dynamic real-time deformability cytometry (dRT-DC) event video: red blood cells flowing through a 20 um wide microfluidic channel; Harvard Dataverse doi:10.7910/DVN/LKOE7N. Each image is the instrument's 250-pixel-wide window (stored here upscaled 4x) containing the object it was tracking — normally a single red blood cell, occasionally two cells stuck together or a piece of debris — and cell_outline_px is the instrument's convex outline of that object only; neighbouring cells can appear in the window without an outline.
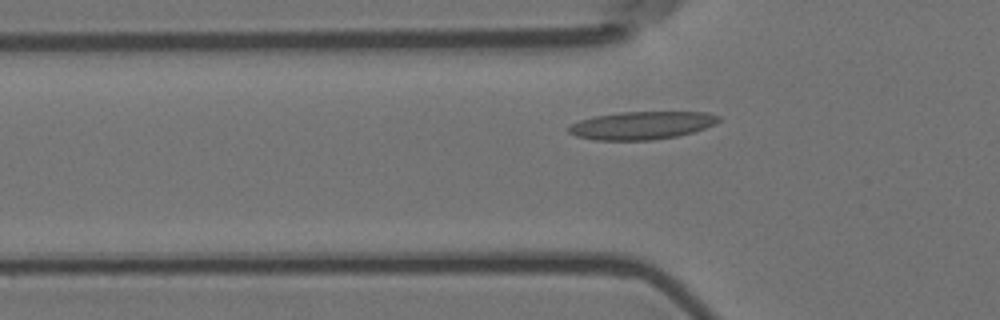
{"species": "Egyptian fruit bat (a non-hibernating species)", "species_latin": "Rousettus aegyptiacus", "temperature_condition": "room temperature", "stored_images_in_passage": 42, "camera_frame_rate_fps": 3000, "um_per_image_px": 0.085, "animal": {"sex": "female"}, "frame": {"image": 1, "passage_image": 10, "time_ms": 3.0, "image_size_px": [1000, 320], "cell_outline_px": [[720, 120], [704, 128], [692, 132], [676, 136], [652, 140], [596, 140], [576, 136], [568, 132], [568, 128], [572, 124], [580, 120], [596, 116], [620, 112], [708, 112], [720, 116]], "centroid_in_image_um": [54.54, 10.65], "position_along_channel_um": 71.3, "area_um2": 24.16}}
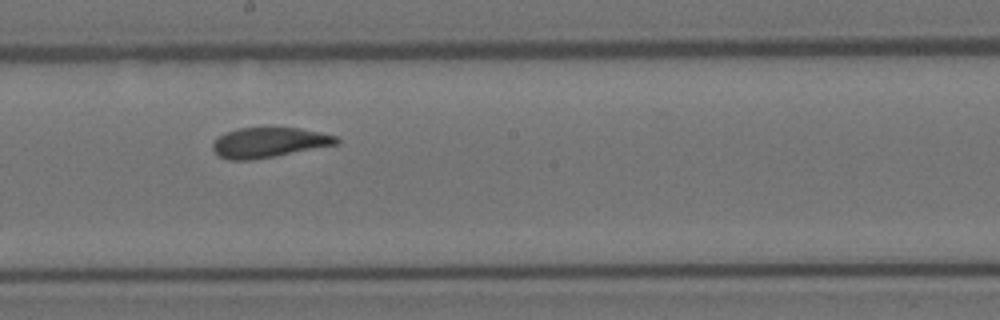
{"frame": {"image": 2, "passage_image": 23, "time_ms": 7.333, "image_size_px": [1000, 320], "cell_outline_px": [[340, 144], [252, 160], [228, 160], [216, 156], [212, 148], [212, 144], [220, 136], [228, 132], [240, 128], [300, 128], [336, 136], [340, 140]], "centroid_in_image_um": [22.86, 12.13], "position_along_channel_um": 225.3, "area_um2": 21.56}}
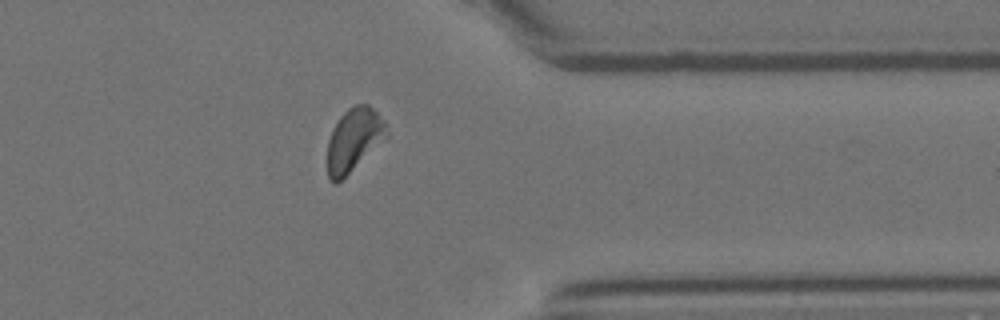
{"frame": {"image": 3, "passage_image": 37, "time_ms": 12.0, "image_size_px": [1000, 320], "cell_outline_px": [[388, 136], [336, 184], [328, 176], [328, 140], [332, 128], [340, 116], [348, 108], [356, 104], [368, 104], [388, 124]], "centroid_in_image_um": [30.09, 11.83], "position_along_channel_um": 381.3, "area_um2": 21.5}}